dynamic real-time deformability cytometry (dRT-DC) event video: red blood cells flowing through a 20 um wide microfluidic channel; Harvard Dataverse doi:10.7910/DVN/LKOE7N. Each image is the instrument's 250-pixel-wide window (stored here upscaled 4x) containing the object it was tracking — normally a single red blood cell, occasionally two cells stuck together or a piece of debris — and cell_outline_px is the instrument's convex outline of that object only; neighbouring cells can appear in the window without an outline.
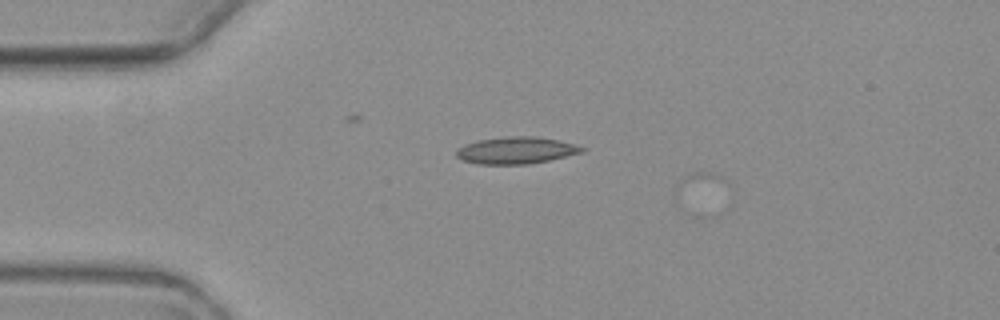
{"species": "common noctule bat (a hibernating species)", "species_latin": "Nyctalus noctula", "temperature_condition": "warm", "stored_images_in_passage": 3, "camera_frame_rate_fps": 3000, "um_per_image_px": 0.085, "animal": {"sex": "female", "body_mass_g": 19.3, "forearm_length_mm": 54.1}, "frame": {"image": 1, "passage_image": 1, "time_ms": 0.0, "image_size_px": [1000, 320], "cell_outline_px": [[588, 148], [584, 152], [548, 160], [528, 164], [480, 164], [460, 160], [456, 156], [456, 148], [464, 144], [476, 140], [504, 136], [536, 136], [556, 140]], "centroid_in_image_um": [43.82, 12.77], "position_along_channel_um": 41.2, "area_um2": 19.83}}